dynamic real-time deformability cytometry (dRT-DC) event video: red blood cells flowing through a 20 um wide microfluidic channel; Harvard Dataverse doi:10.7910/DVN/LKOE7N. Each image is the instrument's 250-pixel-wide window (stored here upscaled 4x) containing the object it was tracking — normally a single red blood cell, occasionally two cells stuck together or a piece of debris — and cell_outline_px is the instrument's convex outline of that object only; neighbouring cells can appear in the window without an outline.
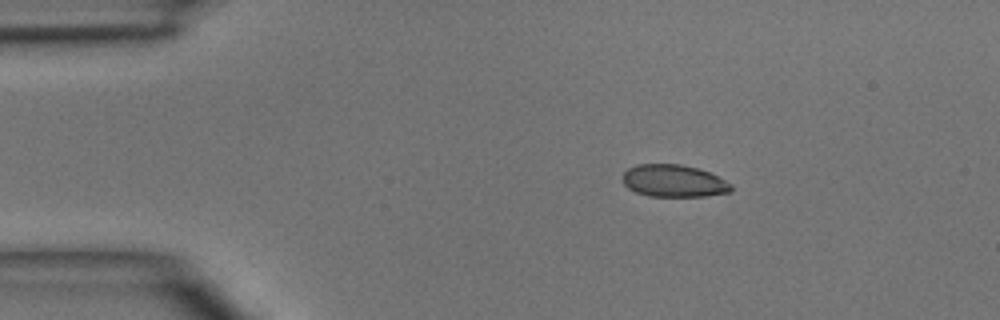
{"species": "common noctule bat (a hibernating species)", "species_latin": "Nyctalus noctula", "temperature_condition": "room temperature", "stored_images_in_passage": 3, "camera_frame_rate_fps": 3000, "um_per_image_px": 0.085, "animal": {"sex": "male", "body_mass_g": 15.6}, "frame": {"image": 1, "passage_image": 1, "time_ms": 0.0, "image_size_px": [1000, 320], "cell_outline_px": [[732, 192], [704, 196], [648, 196], [636, 192], [628, 188], [624, 184], [624, 172], [628, 168], [636, 164], [680, 164], [712, 172], [732, 184]], "centroid_in_image_um": [57.3, 15.37], "position_along_channel_um": 27.7, "area_um2": 20.52}}
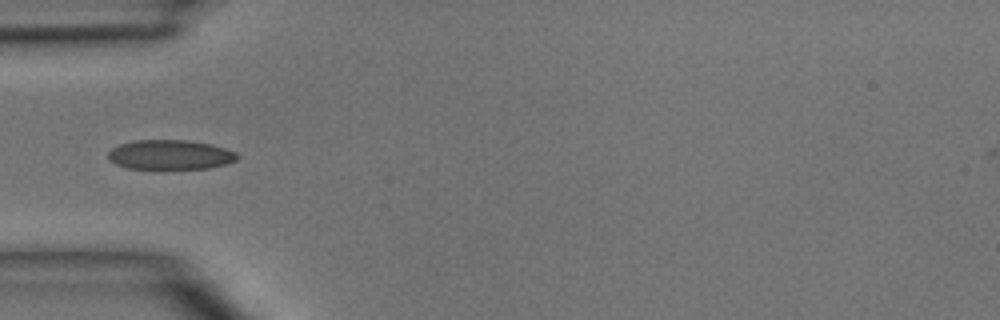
{"frame": {"image": 2, "passage_image": 3, "time_ms": 2.333, "image_size_px": [1000, 320], "cell_outline_px": [[240, 156], [236, 160], [224, 164], [208, 168], [128, 168], [116, 164], [108, 160], [108, 152], [112, 148], [120, 144], [132, 140], [184, 140], [212, 144], [236, 152]], "centroid_in_image_um": [14.45, 13.14], "position_along_channel_um": 70.6, "area_um2": 22.14}}